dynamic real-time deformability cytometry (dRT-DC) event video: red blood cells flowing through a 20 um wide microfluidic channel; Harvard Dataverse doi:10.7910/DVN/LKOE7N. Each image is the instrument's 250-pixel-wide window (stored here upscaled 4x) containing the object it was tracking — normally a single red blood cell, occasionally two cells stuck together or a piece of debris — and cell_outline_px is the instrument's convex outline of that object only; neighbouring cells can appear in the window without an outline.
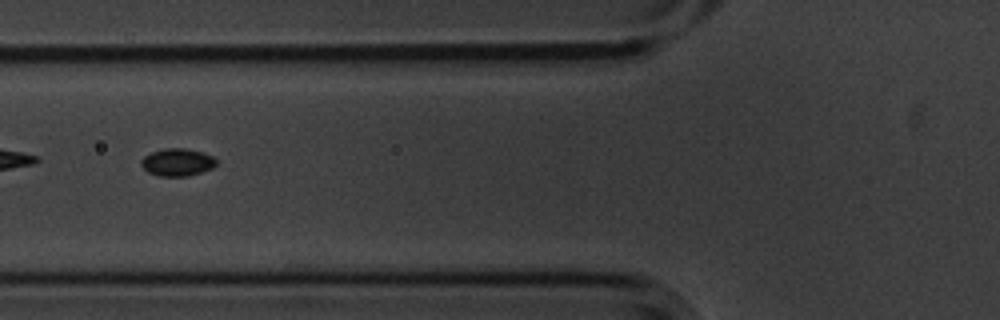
{"species": "common noctule bat (a hibernating species)", "species_latin": "Nyctalus noctula", "temperature_condition": "cold", "stored_images_in_passage": 39, "camera_frame_rate_fps": 3000, "um_per_image_px": 0.085, "animal": {"sex": "male", "body_mass_g": 20.1, "forearm_length_mm": 53.5}, "frame": {"image": 1, "passage_image": 6, "time_ms": 1.667, "image_size_px": [1000, 320], "cell_outline_px": [[216, 164], [212, 168], [188, 176], [160, 176], [148, 172], [140, 164], [140, 160], [144, 156], [152, 152], [164, 148], [188, 148], [204, 152], [212, 156], [216, 160]], "centroid_in_image_um": [15.07, 13.78], "position_along_channel_um": 110.7, "area_um2": 12.08}}
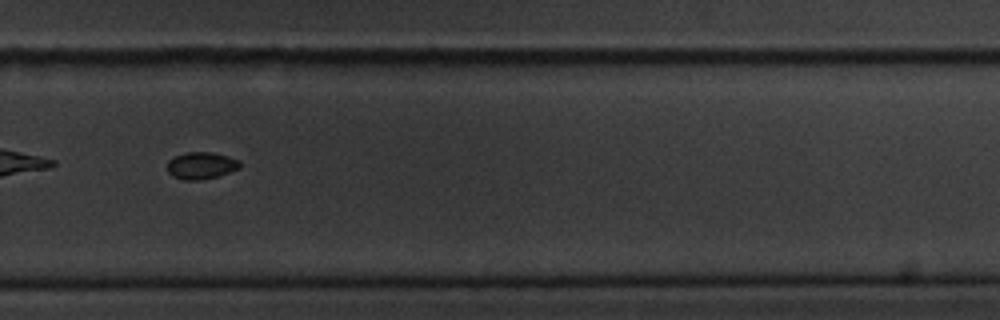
{"frame": {"image": 2, "passage_image": 23, "time_ms": 7.333, "image_size_px": [1000, 320], "cell_outline_px": [[240, 168], [216, 176], [200, 180], [184, 180], [172, 176], [168, 172], [168, 160], [176, 156], [188, 152], [212, 152], [228, 156], [240, 160]], "centroid_in_image_um": [17.1, 14.07], "position_along_channel_um": 312.7, "area_um2": 11.33}}